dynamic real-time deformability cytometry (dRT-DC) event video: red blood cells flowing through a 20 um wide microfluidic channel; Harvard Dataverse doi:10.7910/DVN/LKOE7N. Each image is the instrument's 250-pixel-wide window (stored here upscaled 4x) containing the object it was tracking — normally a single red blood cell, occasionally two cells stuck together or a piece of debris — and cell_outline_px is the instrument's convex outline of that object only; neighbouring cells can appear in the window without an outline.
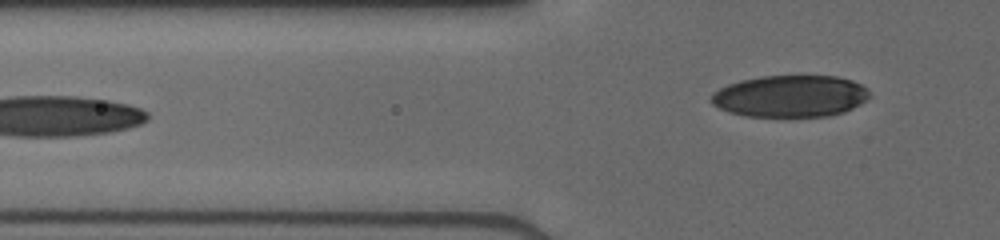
{"species": "human", "species_latin": "Homo sapiens", "temperature_condition": "cold", "stored_images_in_passage": 16, "camera_frame_rate_fps": 3000, "um_per_image_px": 0.085, "donor": {"sex": "male"}, "frame": {"image": 1, "passage_image": 16, "time_ms": 7.333, "image_size_px": [1000, 240], "cell_outline_px": [[868, 100], [844, 112], [828, 116], [744, 116], [728, 112], [712, 104], [712, 92], [728, 84], [740, 80], [760, 76], [836, 76], [852, 80], [868, 88]], "centroid_in_image_um": [67.17, 8.17], "position_along_channel_um": 58.6, "area_um2": 38.61}}